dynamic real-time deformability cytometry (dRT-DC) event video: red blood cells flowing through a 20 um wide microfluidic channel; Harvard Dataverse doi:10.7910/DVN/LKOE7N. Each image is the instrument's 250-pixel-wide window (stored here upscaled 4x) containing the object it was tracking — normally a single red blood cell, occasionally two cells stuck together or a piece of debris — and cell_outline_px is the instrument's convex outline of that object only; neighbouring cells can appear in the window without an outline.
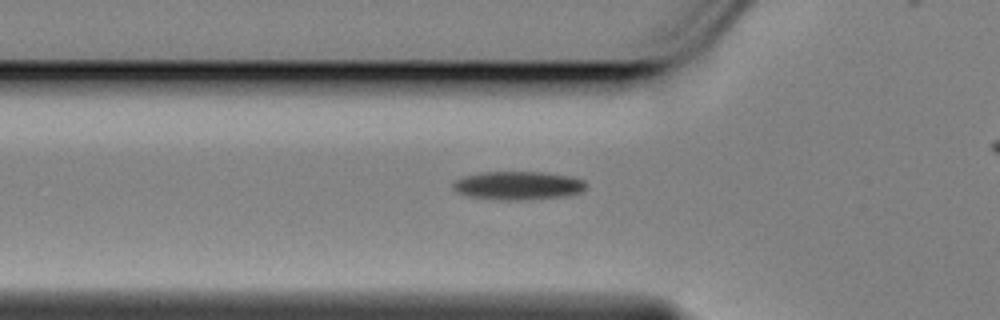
{"species": "Egyptian fruit bat (a non-hibernating species)", "species_latin": "Rousettus aegyptiacus", "temperature_condition": "cold", "stored_images_in_passage": 33, "camera_frame_rate_fps": 3000, "um_per_image_px": 0.085, "animal": {"sex": "female"}, "frame": {"image": 1, "passage_image": 2, "time_ms": 0.333, "image_size_px": [1000, 320], "cell_outline_px": [[584, 188], [580, 192], [560, 196], [516, 200], [504, 200], [468, 196], [456, 192], [452, 188], [452, 184], [456, 180], [464, 176], [480, 172], [544, 172], [572, 176], [584, 180]], "centroid_in_image_um": [43.98, 15.75], "position_along_channel_um": 81.8, "area_um2": 21.79}}
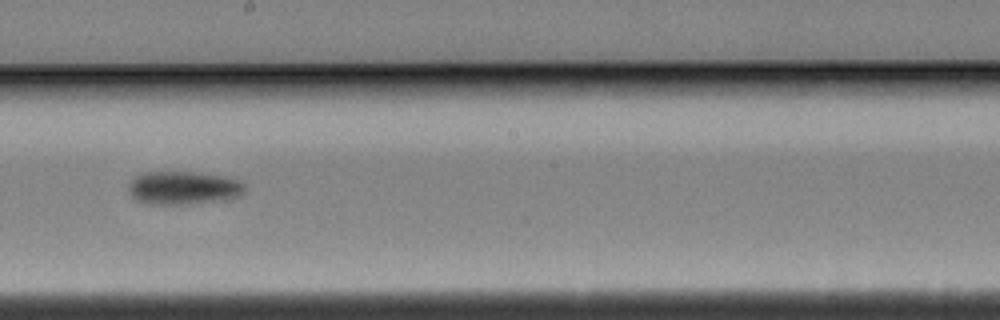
{"frame": {"image": 2, "passage_image": 15, "time_ms": 4.667, "image_size_px": [1000, 320], "cell_outline_px": [[244, 192], [228, 200], [188, 204], [148, 204], [136, 200], [132, 196], [128, 188], [128, 184], [136, 176], [144, 172], [192, 172], [220, 176], [236, 180], [244, 184]], "centroid_in_image_um": [15.55, 15.98], "position_along_channel_um": 232.6, "area_um2": 22.37}}
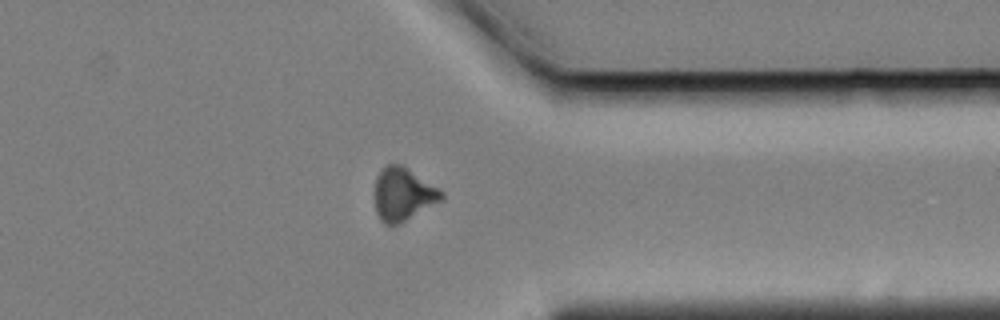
{"frame": {"image": 3, "passage_image": 28, "time_ms": 9.0, "image_size_px": [1000, 320], "cell_outline_px": [[444, 196], [440, 200], [400, 224], [384, 224], [380, 220], [376, 212], [376, 176], [388, 164], [400, 164], [444, 192]], "centroid_in_image_um": [34.24, 16.53], "position_along_channel_um": 377.2, "area_um2": 20.0}}